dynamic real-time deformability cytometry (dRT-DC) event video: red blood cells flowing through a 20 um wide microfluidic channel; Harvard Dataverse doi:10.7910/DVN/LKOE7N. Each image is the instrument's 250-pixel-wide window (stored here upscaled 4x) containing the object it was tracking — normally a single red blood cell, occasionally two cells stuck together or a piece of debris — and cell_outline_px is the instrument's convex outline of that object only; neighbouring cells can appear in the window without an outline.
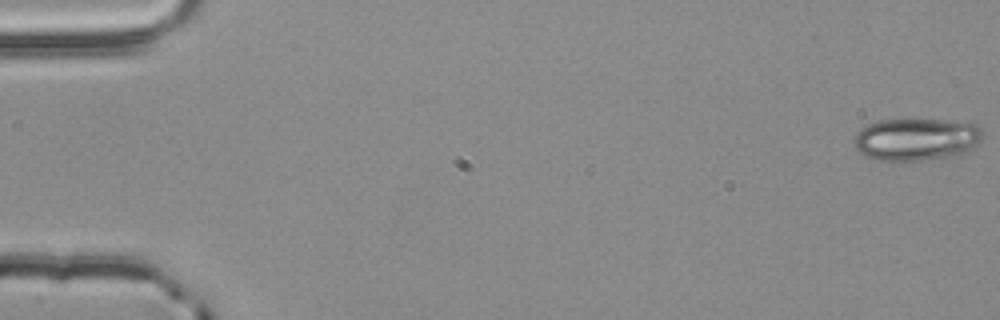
{"species": "common noctule bat (a hibernating species)", "species_latin": "Nyctalus noctula", "temperature_condition": "room temperature", "stored_images_in_passage": 51, "camera_frame_rate_fps": 3000, "um_per_image_px": 0.085, "animal": {"sex": "male", "body_mass_g": 20.4}, "frame": {"image": 1, "passage_image": 1, "time_ms": 0.0, "image_size_px": [1000, 320], "cell_outline_px": [[984, 136], [972, 148], [964, 152], [948, 156], [924, 160], [876, 160], [860, 152], [852, 144], [852, 140], [856, 132], [860, 128], [868, 124], [880, 120], [972, 120], [984, 132]], "centroid_in_image_um": [77.9, 11.81], "position_along_channel_um": 7.1, "area_um2": 32.02}}
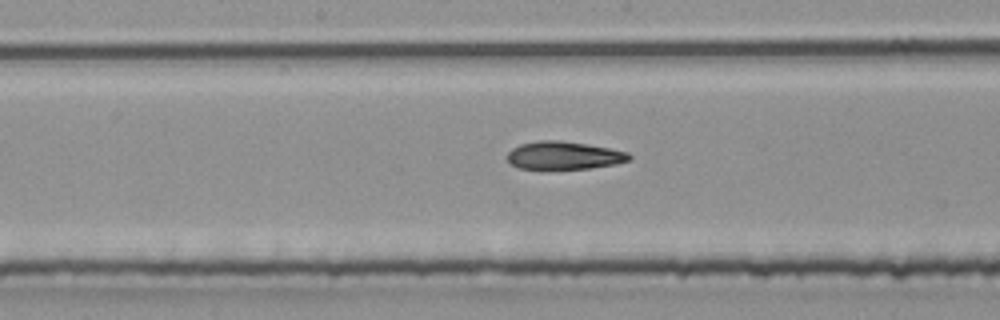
{"frame": {"image": 2, "passage_image": 29, "time_ms": 9.333, "image_size_px": [1000, 320], "cell_outline_px": [[632, 156], [628, 160], [616, 164], [588, 168], [548, 172], [520, 168], [512, 164], [508, 160], [508, 152], [512, 148], [520, 144], [540, 140], [560, 140], [608, 148], [628, 152]], "centroid_in_image_um": [47.88, 13.26], "position_along_channel_um": 200.3, "area_um2": 20.4}}
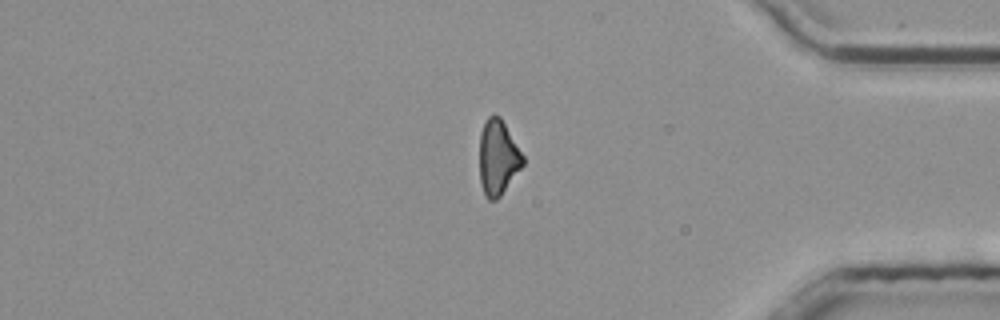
{"frame": {"image": 3, "passage_image": 46, "time_ms": 15.0, "image_size_px": [1000, 320], "cell_outline_px": [[524, 164], [500, 196], [496, 200], [488, 200], [480, 184], [480, 132], [484, 120], [492, 112], [500, 116], [524, 156]], "centroid_in_image_um": [42.31, 13.35], "position_along_channel_um": 392.9, "area_um2": 19.07}}